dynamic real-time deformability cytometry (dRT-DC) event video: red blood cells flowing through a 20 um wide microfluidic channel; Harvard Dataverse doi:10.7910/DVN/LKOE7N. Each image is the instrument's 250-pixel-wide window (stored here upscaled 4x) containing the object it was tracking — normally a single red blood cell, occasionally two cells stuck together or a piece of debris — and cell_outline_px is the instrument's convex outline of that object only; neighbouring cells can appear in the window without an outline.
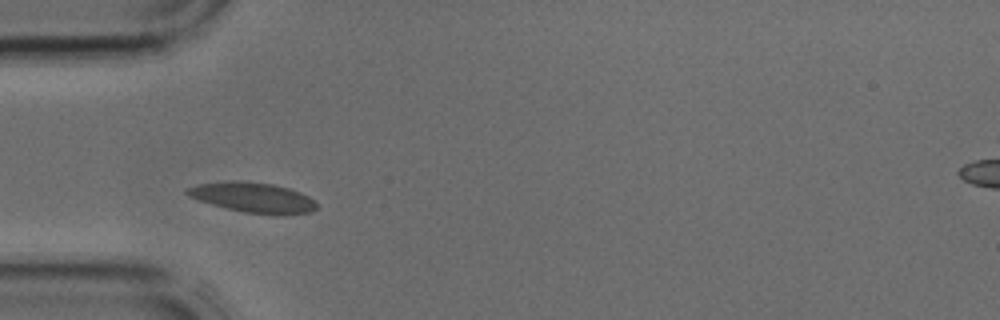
{"species": "common noctule bat (a hibernating species)", "species_latin": "Nyctalus noctula", "temperature_condition": "cold", "stored_images_in_passage": 2, "camera_frame_rate_fps": 3000, "um_per_image_px": 0.085, "animal": {"sex": "male", "body_mass_g": 17.9, "forearm_length_mm": 54.2}, "frame": {"image": 1, "passage_image": 1, "time_ms": 0.0, "image_size_px": [1000, 320], "cell_outline_px": [[316, 208], [312, 212], [280, 216], [276, 216], [244, 212], [212, 204], [188, 196], [184, 192], [184, 188], [200, 184], [236, 180], [272, 184], [288, 188], [300, 192], [316, 200]], "centroid_in_image_um": [21.54, 16.8], "position_along_channel_um": 63.5, "area_um2": 22.83}}